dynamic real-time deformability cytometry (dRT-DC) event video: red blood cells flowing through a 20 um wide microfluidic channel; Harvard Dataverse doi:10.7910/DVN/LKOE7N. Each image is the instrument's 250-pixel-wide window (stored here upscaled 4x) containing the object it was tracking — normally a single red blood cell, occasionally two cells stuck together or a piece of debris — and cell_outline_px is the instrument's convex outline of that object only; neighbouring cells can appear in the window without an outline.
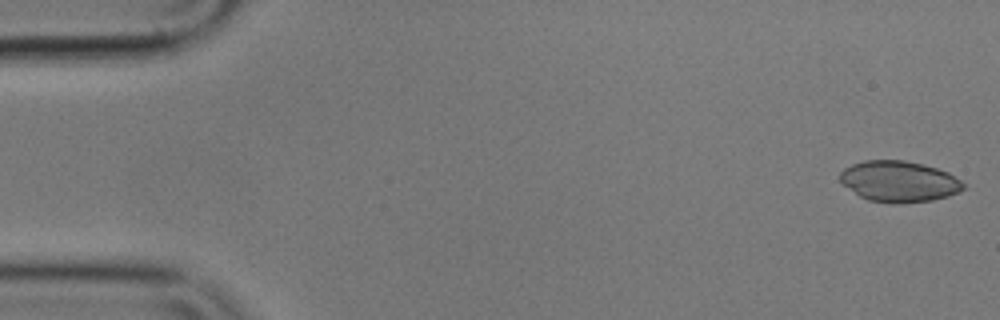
{"species": "common noctule bat (a hibernating species)", "species_latin": "Nyctalus noctula", "temperature_condition": "cold", "stored_images_in_passage": 19, "camera_frame_rate_fps": 3000, "um_per_image_px": 0.085, "animal": {"sex": "male", "body_mass_g": 17.9}, "frame": {"image": 1, "passage_image": 1, "time_ms": 0.0, "image_size_px": [1000, 320], "cell_outline_px": [[964, 188], [960, 192], [948, 196], [932, 200], [900, 204], [892, 204], [868, 200], [860, 196], [844, 184], [840, 180], [840, 172], [844, 168], [852, 164], [864, 160], [904, 160], [936, 168], [948, 172], [960, 180], [964, 184]], "centroid_in_image_um": [76.42, 15.43], "position_along_channel_um": 8.6, "area_um2": 29.42}}
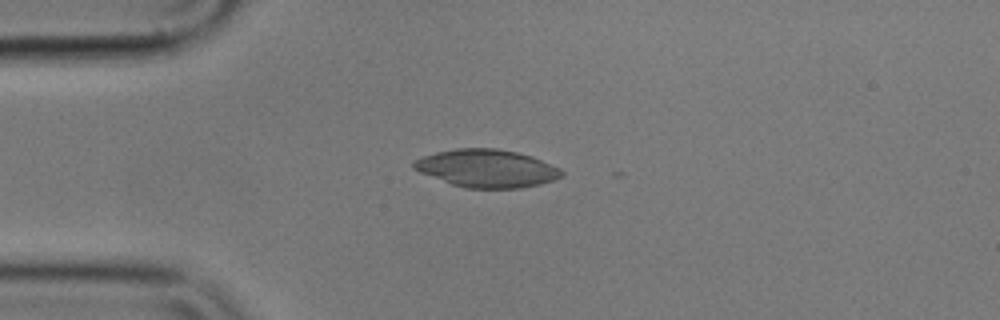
{"frame": {"image": 2, "passage_image": 13, "time_ms": 4.0, "image_size_px": [1000, 320], "cell_outline_px": [[564, 176], [556, 180], [540, 184], [520, 188], [464, 188], [452, 184], [420, 172], [412, 168], [412, 160], [436, 152], [456, 148], [496, 148], [516, 152], [532, 156], [560, 168], [564, 172]], "centroid_in_image_um": [41.39, 14.31], "position_along_channel_um": 43.6, "area_um2": 32.71}}